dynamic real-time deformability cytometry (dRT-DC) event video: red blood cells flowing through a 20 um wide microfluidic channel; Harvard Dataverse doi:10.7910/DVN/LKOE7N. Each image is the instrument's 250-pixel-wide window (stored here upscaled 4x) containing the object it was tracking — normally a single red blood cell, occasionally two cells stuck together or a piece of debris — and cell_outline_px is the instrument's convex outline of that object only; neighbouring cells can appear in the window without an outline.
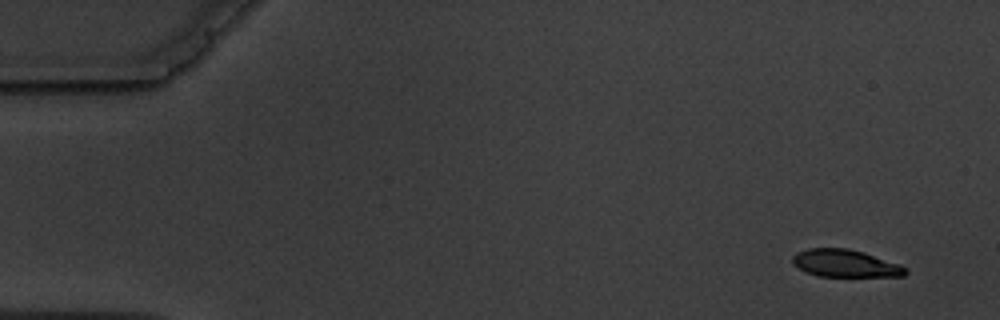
{"species": "common noctule bat (a hibernating species)", "species_latin": "Nyctalus noctula", "temperature_condition": "warm", "stored_images_in_passage": 6, "camera_frame_rate_fps": 3000, "um_per_image_px": 0.085, "animal": {"sex": "male", "body_mass_g": 19.5, "forearm_length_mm": 54.6}, "frame": {"image": 1, "passage_image": 1, "time_ms": 0.0, "image_size_px": [1000, 320], "cell_outline_px": [[908, 272], [904, 276], [816, 276], [792, 264], [792, 256], [796, 252], [808, 248], [848, 248], [864, 252], [900, 264], [908, 268]], "centroid_in_image_um": [71.86, 22.38], "position_along_channel_um": 13.1, "area_um2": 18.15}}
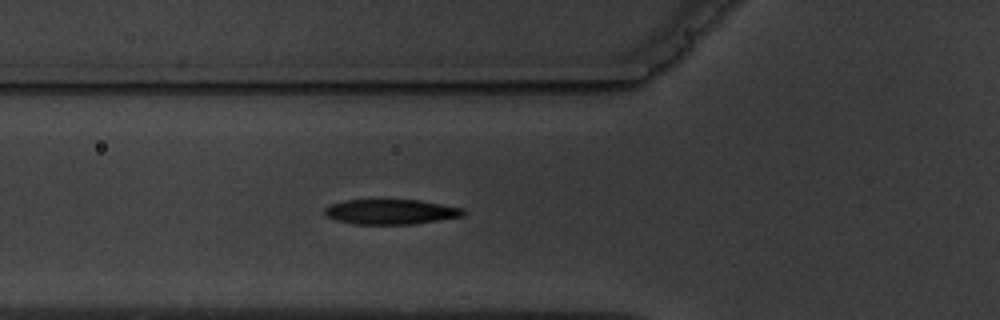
{"frame": {"image": 2, "passage_image": 6, "time_ms": 5.667, "image_size_px": [1000, 320], "cell_outline_px": [[468, 212], [464, 216], [416, 224], [352, 224], [336, 220], [328, 216], [324, 212], [324, 208], [332, 204], [344, 200], [420, 200], [464, 208]], "centroid_in_image_um": [33.28, 18.0], "position_along_channel_um": 92.5, "area_um2": 20.35}}